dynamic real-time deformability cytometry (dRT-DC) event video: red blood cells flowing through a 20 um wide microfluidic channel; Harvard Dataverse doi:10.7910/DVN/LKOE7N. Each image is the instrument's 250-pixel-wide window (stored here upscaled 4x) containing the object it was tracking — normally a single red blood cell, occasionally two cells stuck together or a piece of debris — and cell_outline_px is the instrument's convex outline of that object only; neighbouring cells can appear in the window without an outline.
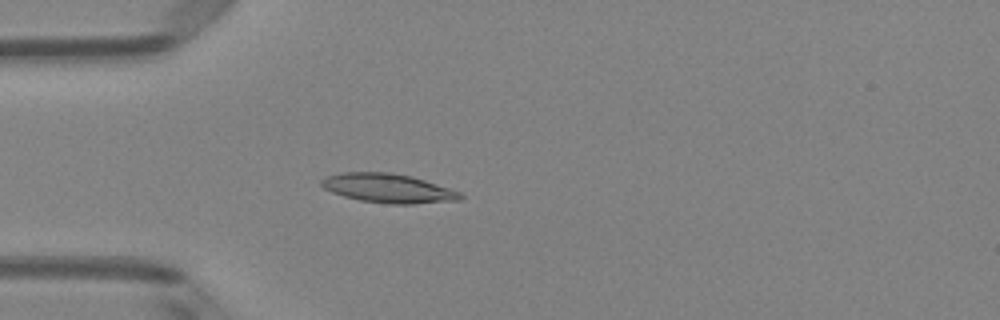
{"species": "Egyptian fruit bat (a non-hibernating species)", "species_latin": "Rousettus aegyptiacus", "temperature_condition": "room temperature", "stored_images_in_passage": 4, "camera_frame_rate_fps": 3000, "um_per_image_px": 0.085, "animal": {"sex": "female"}, "frame": {"image": 1, "passage_image": 4, "time_ms": 1.0, "image_size_px": [1000, 320], "cell_outline_px": [[464, 196], [460, 200], [412, 204], [388, 204], [360, 200], [344, 196], [332, 192], [324, 188], [320, 184], [320, 180], [324, 176], [344, 172], [392, 172], [412, 176], [460, 192]], "centroid_in_image_um": [32.96, 15.99], "position_along_channel_um": 52.0, "area_um2": 23.58}}